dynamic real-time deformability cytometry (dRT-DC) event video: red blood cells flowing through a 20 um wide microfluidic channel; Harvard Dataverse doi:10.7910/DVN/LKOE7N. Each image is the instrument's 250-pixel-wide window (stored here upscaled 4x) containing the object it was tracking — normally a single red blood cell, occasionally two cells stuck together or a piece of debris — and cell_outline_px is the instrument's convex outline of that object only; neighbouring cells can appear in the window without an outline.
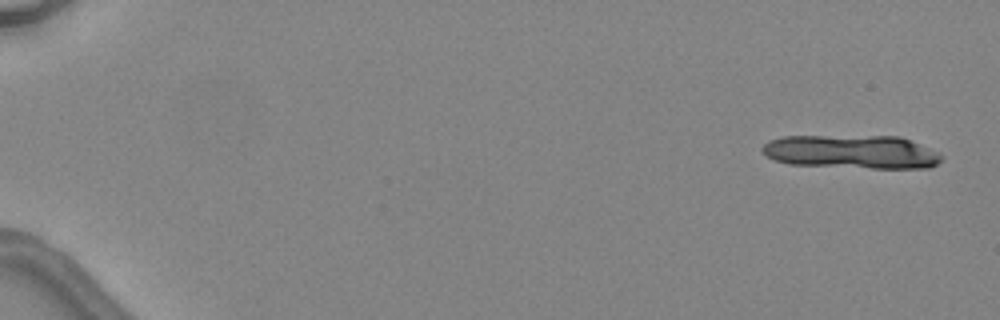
{"species": "common noctule bat (a hibernating species)", "species_latin": "Nyctalus noctula", "temperature_condition": "warm", "stored_images_in_passage": 6, "camera_frame_rate_fps": 3000, "um_per_image_px": 0.085, "animal": {"sex": "female", "body_mass_g": 24.6, "forearm_length_mm": 56.2}, "frame": {"image": 1, "passage_image": 1, "time_ms": 0.0, "image_size_px": [1000, 320], "cell_outline_px": [[944, 156], [936, 164], [928, 168], [872, 168], [788, 164], [776, 160], [768, 156], [760, 148], [768, 140], [784, 136], [900, 136], [940, 152]], "centroid_in_image_um": [72.41, 12.9], "position_along_channel_um": 12.6, "area_um2": 35.2}}
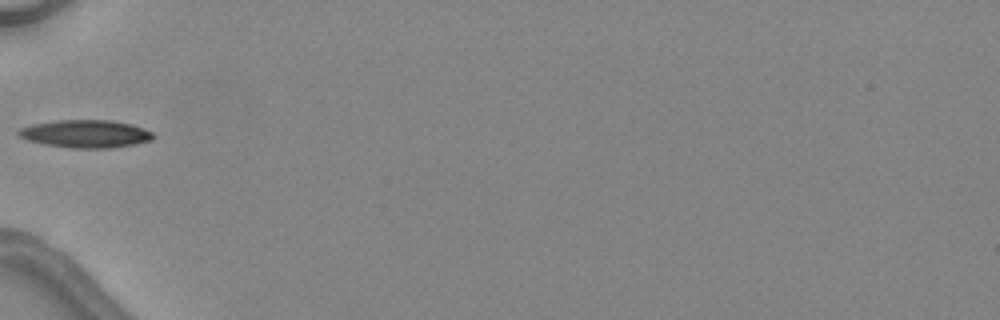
{"frame": {"image": 2, "passage_image": 6, "time_ms": 6.0, "image_size_px": [1000, 320], "cell_outline_px": [[156, 136], [152, 140], [136, 144], [108, 148], [72, 148], [44, 144], [28, 140], [20, 136], [16, 132], [20, 128], [32, 124], [56, 120], [112, 120], [132, 124], [144, 128], [152, 132]], "centroid_in_image_um": [7.31, 11.37], "position_along_channel_um": 77.7, "area_um2": 21.91}}